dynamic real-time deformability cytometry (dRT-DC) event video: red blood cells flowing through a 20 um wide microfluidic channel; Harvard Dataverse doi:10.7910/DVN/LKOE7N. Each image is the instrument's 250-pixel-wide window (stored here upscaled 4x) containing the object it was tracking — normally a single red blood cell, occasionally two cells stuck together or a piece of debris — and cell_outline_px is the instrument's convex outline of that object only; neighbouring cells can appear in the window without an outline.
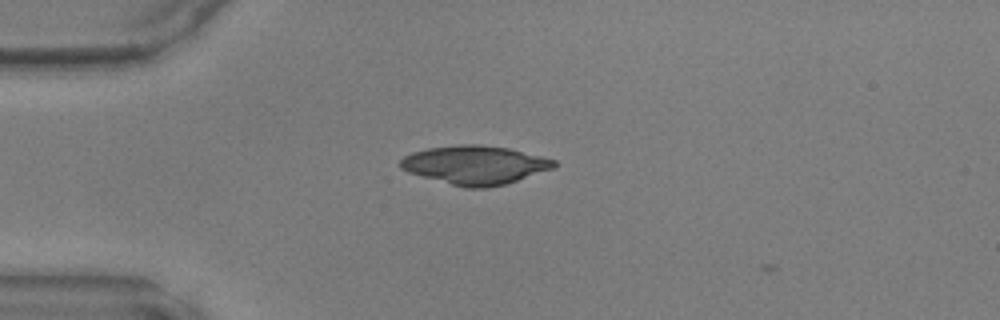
{"species": "common noctule bat (a hibernating species)", "species_latin": "Nyctalus noctula", "temperature_condition": "warm", "stored_images_in_passage": 4, "camera_frame_rate_fps": 3000, "um_per_image_px": 0.085, "animal": {"sex": "male", "body_mass_g": 17.9, "forearm_length_mm": 54.2}, "frame": {"image": 1, "passage_image": 2, "time_ms": 0.333, "image_size_px": [1000, 320], "cell_outline_px": [[556, 164], [552, 168], [504, 184], [488, 188], [464, 188], [408, 172], [400, 168], [400, 160], [404, 156], [412, 152], [428, 148], [460, 144], [480, 144], [508, 148], [556, 160]], "centroid_in_image_um": [40.33, 14.01], "position_along_channel_um": 44.7, "area_um2": 34.28}}